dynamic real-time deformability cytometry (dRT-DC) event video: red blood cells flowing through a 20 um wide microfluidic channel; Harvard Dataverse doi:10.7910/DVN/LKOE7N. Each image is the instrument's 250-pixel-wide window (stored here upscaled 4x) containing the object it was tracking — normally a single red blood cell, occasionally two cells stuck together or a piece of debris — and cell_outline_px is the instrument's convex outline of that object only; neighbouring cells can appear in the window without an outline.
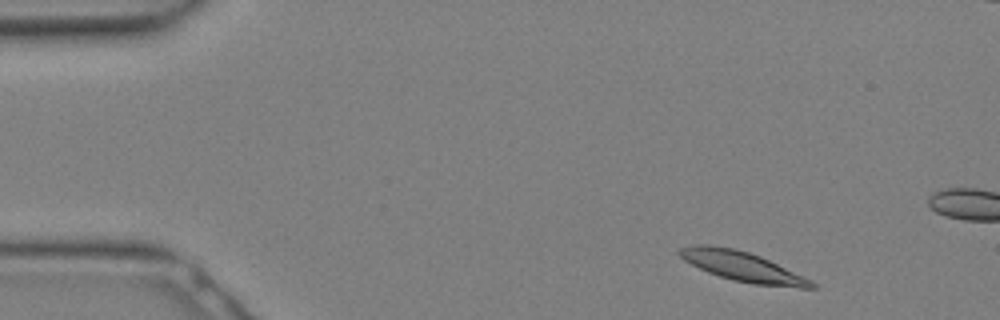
{"species": "Egyptian fruit bat (a non-hibernating species)", "species_latin": "Rousettus aegyptiacus", "temperature_condition": "warm", "stored_images_in_passage": 8, "camera_frame_rate_fps": 3000, "um_per_image_px": 0.085, "animal": {"sex": "female"}, "frame": {"image": 1, "passage_image": 2, "time_ms": 0.333, "image_size_px": [1000, 320], "cell_outline_px": [[816, 288], [800, 288], [752, 284], [732, 280], [708, 272], [684, 260], [676, 252], [680, 248], [696, 244], [708, 244], [736, 248], [760, 256], [812, 280], [816, 284]], "centroid_in_image_um": [63.1, 22.65], "position_along_channel_um": 21.9, "area_um2": 22.89}}